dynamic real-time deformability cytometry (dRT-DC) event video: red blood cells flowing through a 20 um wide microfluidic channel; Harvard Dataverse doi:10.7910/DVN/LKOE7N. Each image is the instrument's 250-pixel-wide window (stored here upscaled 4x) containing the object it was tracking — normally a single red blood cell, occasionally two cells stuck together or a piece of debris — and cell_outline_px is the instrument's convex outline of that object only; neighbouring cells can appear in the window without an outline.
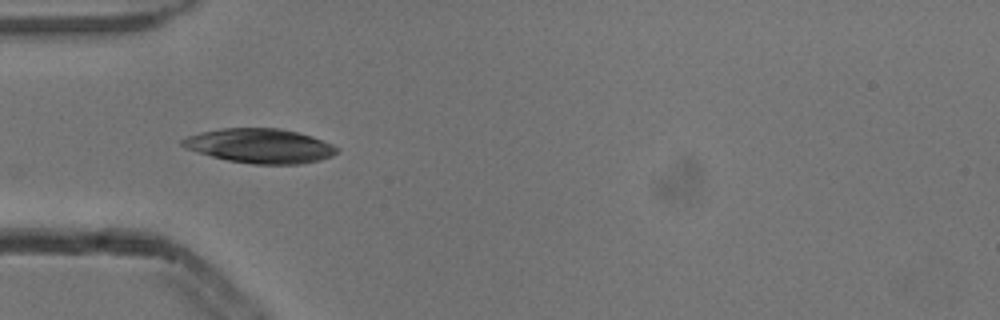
{"species": "common noctule bat (a hibernating species)", "species_latin": "Nyctalus noctula", "temperature_condition": "cold", "stored_images_in_passage": 5, "camera_frame_rate_fps": 3000, "um_per_image_px": 0.085, "animal": {"sex": "male", "body_mass_g": 13.3}, "frame": {"image": 1, "passage_image": 5, "time_ms": 1.333, "image_size_px": [1000, 320], "cell_outline_px": [[340, 148], [332, 156], [320, 160], [300, 164], [252, 164], [228, 160], [196, 152], [184, 148], [180, 144], [180, 140], [188, 136], [200, 132], [220, 128], [280, 128], [312, 136], [332, 144]], "centroid_in_image_um": [22.08, 12.39], "position_along_channel_um": 62.9, "area_um2": 31.1}}